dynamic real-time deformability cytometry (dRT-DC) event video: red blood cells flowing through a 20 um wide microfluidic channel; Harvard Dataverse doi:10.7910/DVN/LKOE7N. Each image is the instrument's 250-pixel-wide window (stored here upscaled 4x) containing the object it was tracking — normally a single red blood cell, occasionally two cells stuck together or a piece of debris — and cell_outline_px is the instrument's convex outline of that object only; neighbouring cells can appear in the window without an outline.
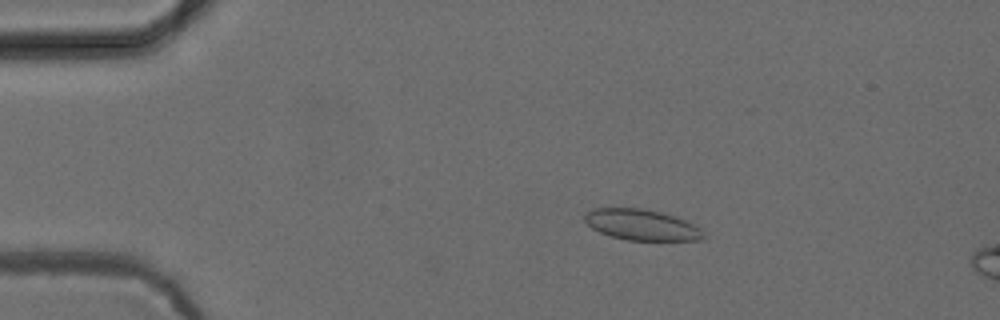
{"species": "common noctule bat (a hibernating species)", "species_latin": "Nyctalus noctula", "temperature_condition": "cold", "stored_images_in_passage": 16, "camera_frame_rate_fps": 3000, "um_per_image_px": 0.085, "animal": {"sex": "female", "body_mass_g": 24.6, "forearm_length_mm": 56.2}, "frame": {"image": 1, "passage_image": 10, "time_ms": 3.0, "image_size_px": [1000, 320], "cell_outline_px": [[708, 236], [704, 240], [628, 240], [612, 236], [600, 232], [592, 228], [584, 220], [584, 216], [592, 208], [644, 208], [660, 212], [684, 220], [700, 228]], "centroid_in_image_um": [54.56, 19.11], "position_along_channel_um": 30.4, "area_um2": 21.27}}